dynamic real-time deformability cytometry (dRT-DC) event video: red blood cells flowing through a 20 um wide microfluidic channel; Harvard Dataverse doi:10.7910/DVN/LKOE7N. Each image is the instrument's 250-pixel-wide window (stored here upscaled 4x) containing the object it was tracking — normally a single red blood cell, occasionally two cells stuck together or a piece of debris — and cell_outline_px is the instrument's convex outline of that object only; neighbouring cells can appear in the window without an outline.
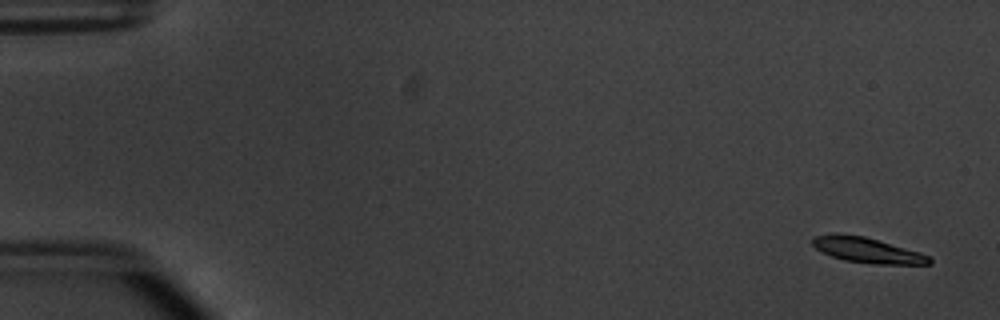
{"species": "common noctule bat (a hibernating species)", "species_latin": "Nyctalus noctula", "temperature_condition": "warm", "stored_images_in_passage": 52, "camera_frame_rate_fps": 3000, "um_per_image_px": 0.085, "animal": {"sex": "male", "body_mass_g": 20.1, "forearm_length_mm": 53.5}, "frame": {"image": 1, "passage_image": 1, "time_ms": 0.0, "image_size_px": [1000, 320], "cell_outline_px": [[932, 264], [872, 264], [844, 260], [832, 256], [816, 248], [812, 244], [812, 236], [836, 232], [840, 232], [864, 236], [920, 252], [928, 256], [932, 260]], "centroid_in_image_um": [73.68, 21.24], "position_along_channel_um": 11.3, "area_um2": 17.34}}
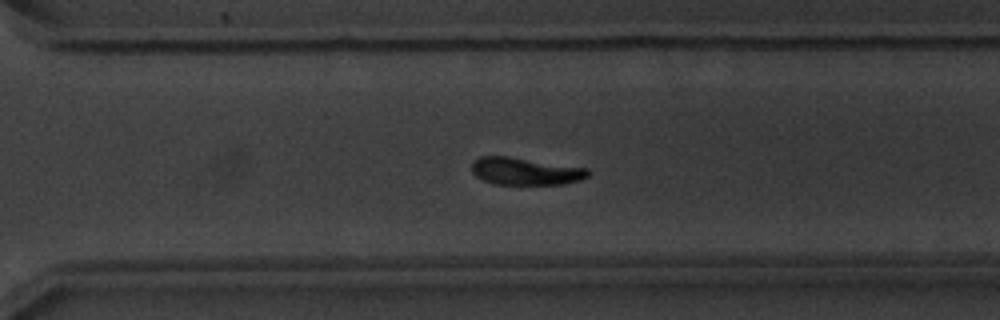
{"frame": {"image": 2, "passage_image": 37, "time_ms": 12.0, "image_size_px": [1000, 320], "cell_outline_px": [[592, 172], [588, 176], [580, 180], [564, 184], [496, 184], [484, 180], [476, 176], [472, 172], [472, 160], [480, 156], [508, 156], [588, 168]], "centroid_in_image_um": [44.67, 14.55], "position_along_channel_um": 325.9, "area_um2": 18.61}}
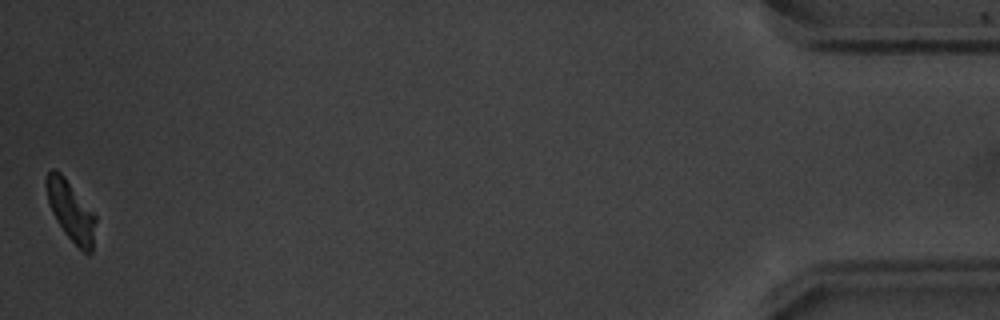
{"frame": {"image": 3, "passage_image": 52, "time_ms": 17.0, "image_size_px": [1000, 320], "cell_outline_px": [[96, 220], [92, 252], [84, 252], [64, 232], [56, 220], [52, 212], [48, 200], [48, 172], [52, 168], [60, 172], [64, 176], [96, 216]], "centroid_in_image_um": [6.05, 17.96], "position_along_channel_um": 429.2, "area_um2": 16.53}, "authors_computed_cell_mechanics": {"area_um2": 18.9584, "velocity_mm_per_s": 3.8079, "shape_relaxation_time_tau1_ms": 3.0677, "shape_relaxation_time_tau2_ms": null, "deformation_change_tau1": 0.12, "deformation_change_tau2": null}}